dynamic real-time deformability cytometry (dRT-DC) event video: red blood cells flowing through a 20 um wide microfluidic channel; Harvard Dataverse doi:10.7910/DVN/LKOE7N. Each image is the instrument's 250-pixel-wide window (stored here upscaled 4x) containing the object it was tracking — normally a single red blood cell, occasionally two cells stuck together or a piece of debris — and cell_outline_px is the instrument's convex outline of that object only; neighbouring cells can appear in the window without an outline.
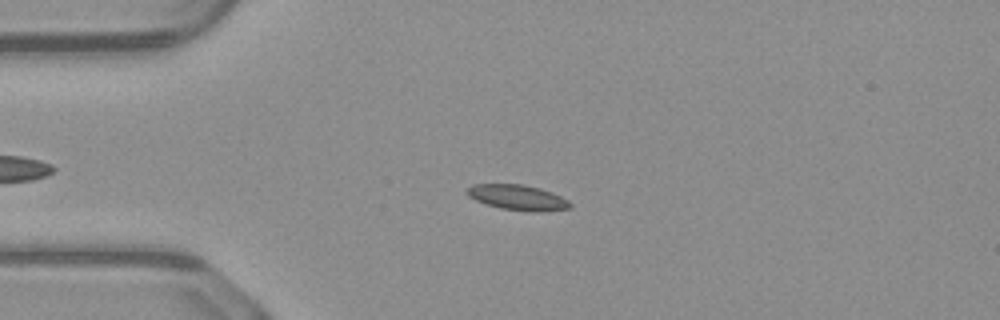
{"species": "common noctule bat (a hibernating species)", "species_latin": "Nyctalus noctula", "temperature_condition": "warm", "stored_images_in_passage": 35, "camera_frame_rate_fps": 3000, "um_per_image_px": 0.085, "animal": {"sex": "male", "body_mass_g": 23.1, "forearm_length_mm": 52.7}, "frame": {"image": 1, "passage_image": 4, "time_ms": 1.0, "image_size_px": [1000, 320], "cell_outline_px": [[572, 208], [540, 212], [528, 212], [500, 208], [476, 200], [468, 196], [464, 192], [472, 184], [524, 184], [540, 188], [552, 192], [568, 200], [572, 204]], "centroid_in_image_um": [44.02, 16.79], "position_along_channel_um": 41.0, "area_um2": 15.37}}
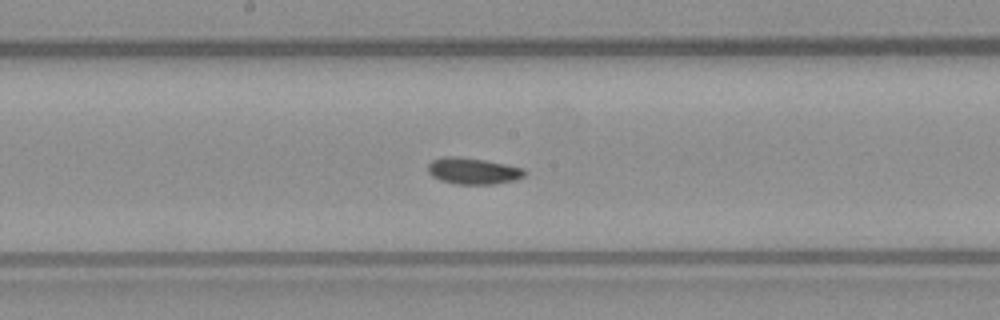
{"frame": {"image": 2, "passage_image": 18, "time_ms": 5.667, "image_size_px": [1000, 320], "cell_outline_px": [[528, 172], [524, 176], [516, 180], [492, 184], [456, 184], [440, 180], [432, 176], [428, 172], [428, 164], [432, 160], [444, 156], [460, 156], [484, 160], [524, 168]], "centroid_in_image_um": [40.21, 14.53], "position_along_channel_um": 208.0, "area_um2": 14.97}}
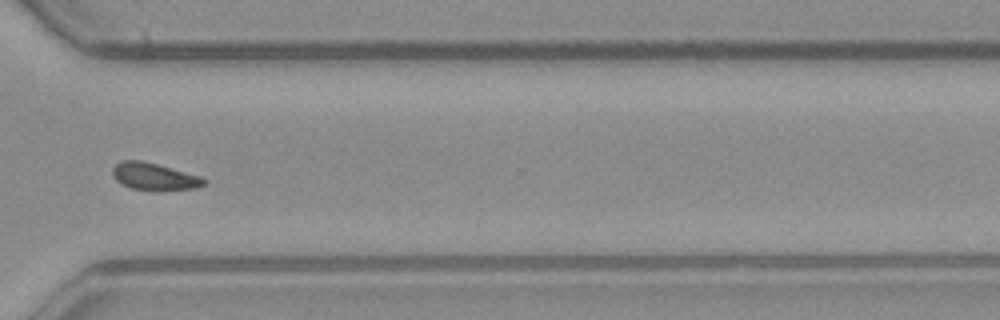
{"frame": {"image": 3, "passage_image": 29, "time_ms": 9.333, "image_size_px": [1000, 320], "cell_outline_px": [[208, 180], [204, 184], [196, 188], [132, 188], [120, 184], [112, 176], [112, 168], [120, 160], [144, 160], [200, 176]], "centroid_in_image_um": [13.05, 14.95], "position_along_channel_um": 357.5, "area_um2": 13.99}, "authors_computed_cell_mechanics": {"area_um2": 14.8546, "velocity_mm_per_s": 4.091, "shape_relaxation_time_tau1_ms": null, "shape_relaxation_time_tau2_ms": 5.1718, "deformation_change_tau1": null, "deformation_change_tau2": 0.1031}}